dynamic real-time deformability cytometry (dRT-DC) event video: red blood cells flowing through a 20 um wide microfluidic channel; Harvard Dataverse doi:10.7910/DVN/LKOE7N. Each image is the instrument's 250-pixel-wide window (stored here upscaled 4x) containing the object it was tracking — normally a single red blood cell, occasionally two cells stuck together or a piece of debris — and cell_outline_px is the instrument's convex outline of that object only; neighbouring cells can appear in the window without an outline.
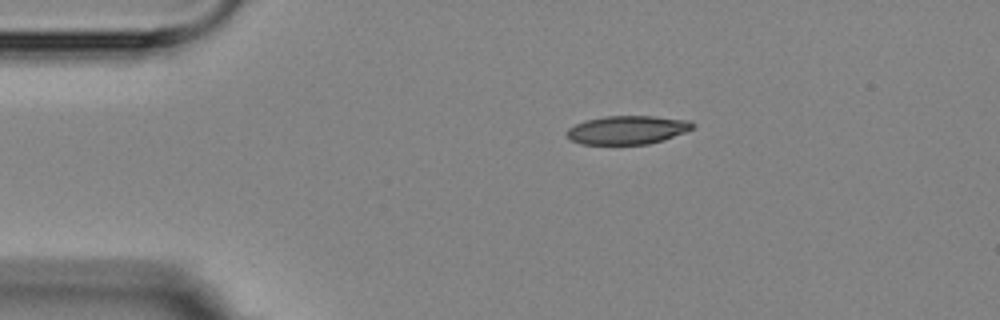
{"species": "Egyptian fruit bat (a non-hibernating species)", "species_latin": "Rousettus aegyptiacus", "temperature_condition": "room temperature", "stored_images_in_passage": 5, "camera_frame_rate_fps": 3000, "um_per_image_px": 0.085, "animal": {"sex": "female"}, "frame": {"image": 1, "passage_image": 1, "time_ms": 0.0, "image_size_px": [1000, 320], "cell_outline_px": [[696, 124], [692, 128], [684, 132], [664, 140], [648, 144], [580, 144], [572, 140], [564, 132], [568, 128], [576, 124], [588, 120], [604, 116], [652, 116], [688, 120]], "centroid_in_image_um": [53.32, 11.04], "position_along_channel_um": 31.7, "area_um2": 20.81}}
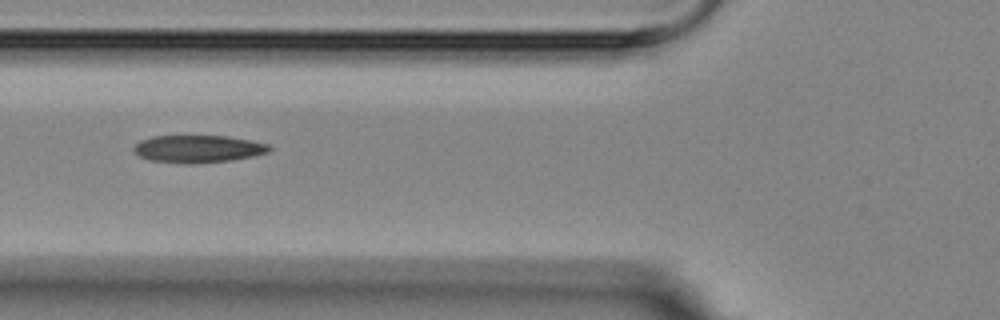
{"frame": {"image": 2, "passage_image": 3, "time_ms": 3.333, "image_size_px": [1000, 320], "cell_outline_px": [[272, 148], [268, 152], [252, 156], [232, 160], [192, 164], [188, 164], [148, 160], [140, 156], [132, 148], [140, 140], [152, 136], [228, 136], [252, 140], [268, 144]], "centroid_in_image_um": [16.84, 12.65], "position_along_channel_um": 109.0, "area_um2": 21.73}}
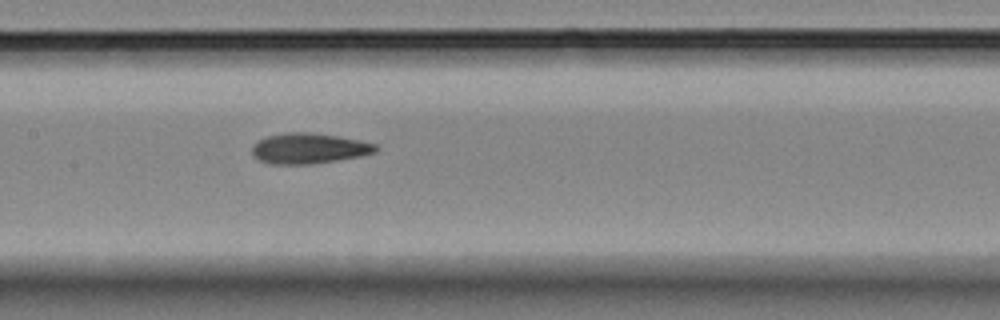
{"frame": {"image": 3, "passage_image": 5, "time_ms": 5.333, "image_size_px": [1000, 320], "cell_outline_px": [[380, 148], [376, 152], [364, 156], [312, 164], [272, 164], [256, 160], [252, 156], [252, 144], [264, 136], [288, 132], [312, 132], [360, 140], [376, 144]], "centroid_in_image_um": [26.24, 12.61], "position_along_channel_um": 181.2, "area_um2": 22.43}}